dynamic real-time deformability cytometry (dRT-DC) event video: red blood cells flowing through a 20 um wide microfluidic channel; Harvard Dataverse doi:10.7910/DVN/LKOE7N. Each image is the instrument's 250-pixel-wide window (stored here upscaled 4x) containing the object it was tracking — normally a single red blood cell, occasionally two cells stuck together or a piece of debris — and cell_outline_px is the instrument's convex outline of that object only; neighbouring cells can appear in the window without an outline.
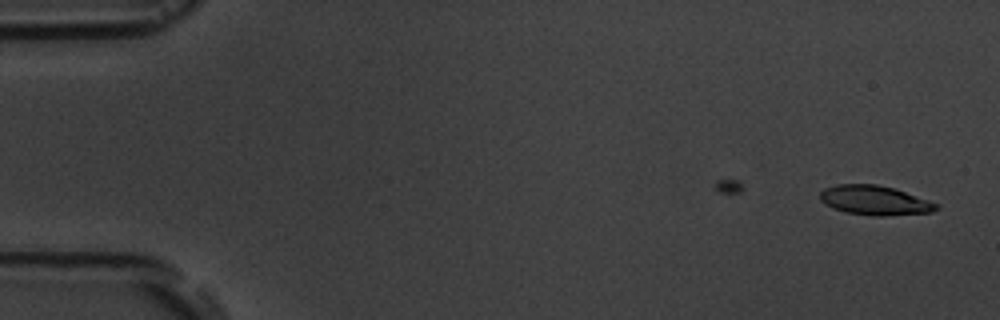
{"species": "common noctule bat (a hibernating species)", "species_latin": "Nyctalus noctula", "temperature_condition": "room temperature", "stored_images_in_passage": 3, "camera_frame_rate_fps": 3000, "um_per_image_px": 0.085, "animal": {"sex": "male", "body_mass_g": 19.5, "forearm_length_mm": 54.6}, "frame": {"image": 1, "passage_image": 3, "time_ms": 2.333, "image_size_px": [1000, 320], "cell_outline_px": [[940, 208], [932, 212], [884, 216], [872, 216], [844, 212], [832, 208], [824, 204], [820, 200], [820, 192], [824, 188], [836, 184], [876, 184], [892, 188], [940, 204]], "centroid_in_image_um": [74.32, 17.04], "position_along_channel_um": 10.7, "area_um2": 20.06}}